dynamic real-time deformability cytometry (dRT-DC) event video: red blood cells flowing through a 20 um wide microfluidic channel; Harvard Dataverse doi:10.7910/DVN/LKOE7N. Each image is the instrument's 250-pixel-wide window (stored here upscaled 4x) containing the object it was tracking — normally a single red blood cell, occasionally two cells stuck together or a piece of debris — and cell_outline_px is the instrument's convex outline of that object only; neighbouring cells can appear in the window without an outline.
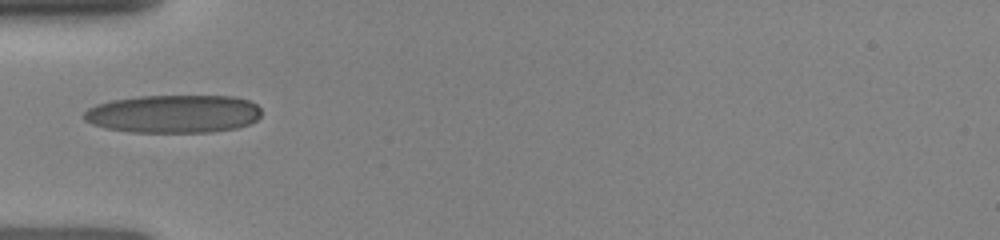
{"species": "human", "species_latin": "Homo sapiens", "temperature_condition": "room temperature", "stored_images_in_passage": 32, "camera_frame_rate_fps": 3000, "um_per_image_px": 0.085, "donor": {"sex": "female"}, "frame": {"image": 1, "passage_image": 1, "time_ms": 0.0, "image_size_px": [1000, 240], "cell_outline_px": [[260, 116], [256, 120], [248, 124], [236, 128], [208, 132], [132, 132], [104, 128], [92, 124], [84, 120], [80, 116], [88, 108], [96, 104], [112, 100], [140, 96], [236, 96], [248, 100], [256, 104], [260, 108]], "centroid_in_image_um": [14.72, 9.67], "position_along_channel_um": 70.3, "area_um2": 39.59}}
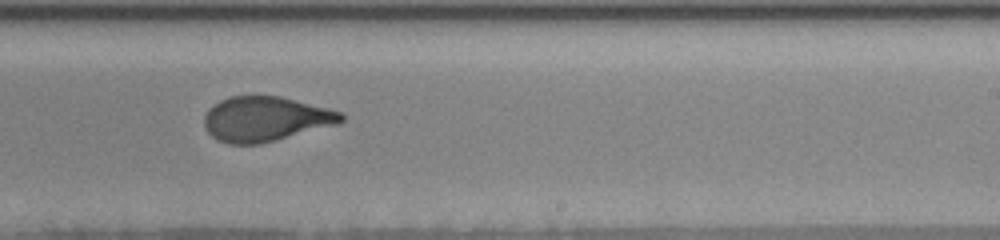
{"frame": {"image": 2, "passage_image": 18, "time_ms": 4.667, "image_size_px": [1000, 240], "cell_outline_px": [[344, 120], [340, 124], [260, 144], [228, 144], [216, 140], [208, 132], [204, 124], [204, 116], [208, 108], [220, 100], [232, 96], [280, 96], [328, 108], [340, 112], [344, 116]], "centroid_in_image_um": [22.57, 10.12], "position_along_channel_um": 266.4, "area_um2": 35.89}}
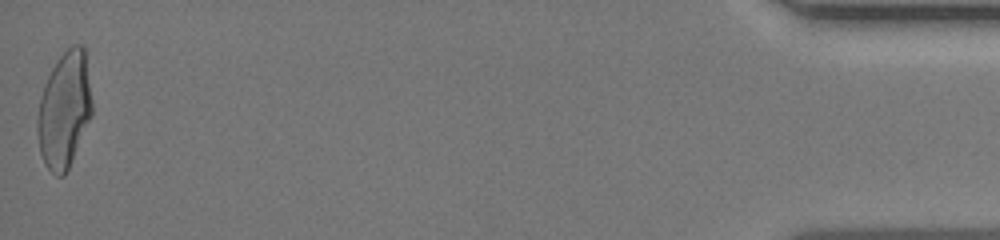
{"frame": {"image": 3, "passage_image": 32, "time_ms": 10.667, "image_size_px": [1000, 240], "cell_outline_px": [[92, 116], [68, 168], [64, 176], [56, 176], [44, 164], [40, 152], [36, 132], [36, 120], [40, 96], [44, 84], [56, 60], [72, 44], [84, 44], [92, 100]], "centroid_in_image_um": [5.46, 9.33], "position_along_channel_um": 429.7, "area_um2": 37.22}}